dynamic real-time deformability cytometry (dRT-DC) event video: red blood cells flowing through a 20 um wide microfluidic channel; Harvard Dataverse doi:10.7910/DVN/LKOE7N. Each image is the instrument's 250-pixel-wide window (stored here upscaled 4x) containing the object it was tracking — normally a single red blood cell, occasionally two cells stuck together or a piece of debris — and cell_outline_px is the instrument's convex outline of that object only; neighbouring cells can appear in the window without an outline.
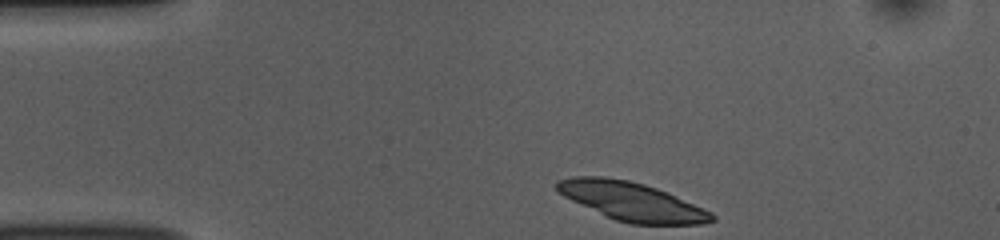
{"species": "common noctule bat (a hibernating species)", "species_latin": "Nyctalus noctula", "temperature_condition": "room temperature", "stored_images_in_passage": 38, "camera_frame_rate_fps": 3000, "um_per_image_px": 0.085, "animal": {"sex": "female", "body_mass_g": 10.0, "forearm_length_mm": 53.1}, "frame": {"image": 1, "passage_image": 1, "time_ms": 0.0, "image_size_px": [1000, 240], "cell_outline_px": [[716, 220], [704, 224], [632, 224], [616, 220], [572, 200], [556, 192], [556, 180], [576, 176], [604, 176], [628, 180], [644, 184], [668, 192], [712, 212], [716, 216]], "centroid_in_image_um": [53.72, 17.11], "position_along_channel_um": 31.3, "area_um2": 34.62}}